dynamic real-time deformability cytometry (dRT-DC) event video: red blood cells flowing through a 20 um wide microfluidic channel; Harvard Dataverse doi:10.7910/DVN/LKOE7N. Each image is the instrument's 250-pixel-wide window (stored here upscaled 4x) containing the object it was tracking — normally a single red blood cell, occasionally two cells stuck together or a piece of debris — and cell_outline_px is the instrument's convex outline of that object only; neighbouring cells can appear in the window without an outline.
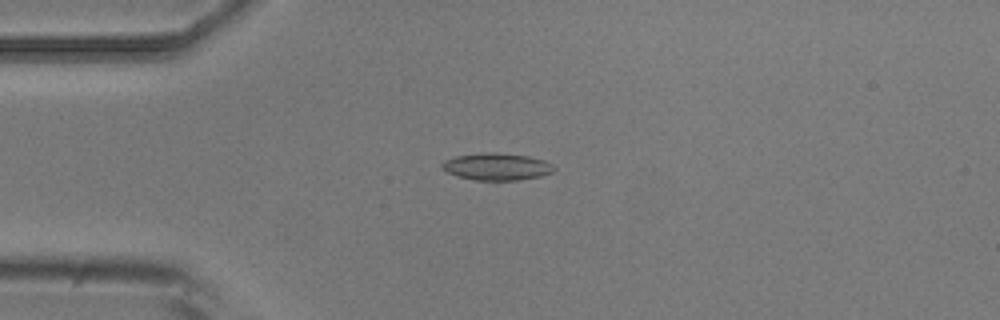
{"species": "common noctule bat (a hibernating species)", "species_latin": "Nyctalus noctula", "temperature_condition": "room temperature", "stored_images_in_passage": 5, "camera_frame_rate_fps": 3000, "um_per_image_px": 0.085, "animal": {"sex": "male", "body_mass_g": 20.5, "forearm_length_mm": 52.5}, "frame": {"image": 1, "passage_image": 2, "time_ms": 1.333, "image_size_px": [1000, 320], "cell_outline_px": [[556, 168], [552, 172], [540, 176], [516, 180], [476, 180], [456, 176], [440, 168], [440, 164], [444, 160], [456, 156], [488, 152], [496, 152], [528, 156], [544, 160], [552, 164]], "centroid_in_image_um": [42.2, 14.16], "position_along_channel_um": 42.8, "area_um2": 17.69}}
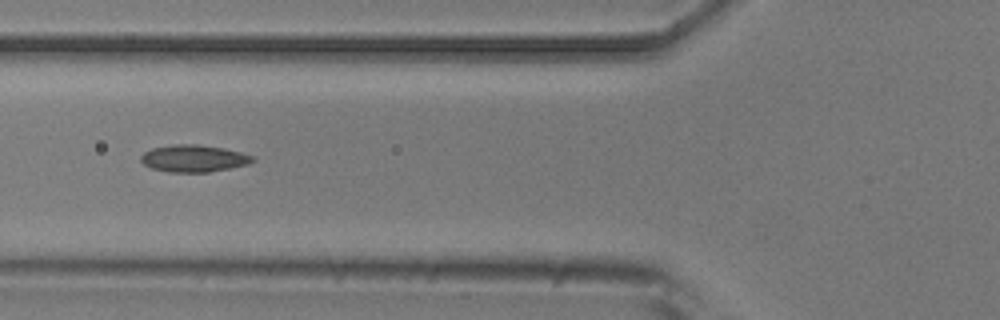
{"frame": {"image": 2, "passage_image": 4, "time_ms": 3.667, "image_size_px": [1000, 320], "cell_outline_px": [[256, 160], [248, 164], [208, 172], [168, 172], [152, 168], [144, 164], [140, 160], [140, 156], [144, 152], [152, 148], [172, 144], [200, 144], [224, 148], [240, 152], [252, 156]], "centroid_in_image_um": [16.44, 13.45], "position_along_channel_um": 109.4, "area_um2": 17.63}}
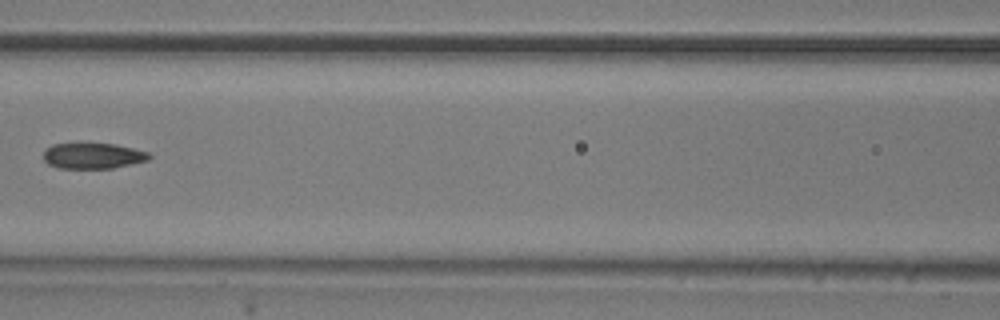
{"frame": {"image": 3, "passage_image": 5, "time_ms": 5.0, "image_size_px": [1000, 320], "cell_outline_px": [[152, 156], [148, 160], [112, 168], [56, 168], [48, 164], [44, 160], [44, 148], [52, 144], [116, 144], [148, 152]], "centroid_in_image_um": [7.87, 13.25], "position_along_channel_um": 158.7, "area_um2": 15.78}}